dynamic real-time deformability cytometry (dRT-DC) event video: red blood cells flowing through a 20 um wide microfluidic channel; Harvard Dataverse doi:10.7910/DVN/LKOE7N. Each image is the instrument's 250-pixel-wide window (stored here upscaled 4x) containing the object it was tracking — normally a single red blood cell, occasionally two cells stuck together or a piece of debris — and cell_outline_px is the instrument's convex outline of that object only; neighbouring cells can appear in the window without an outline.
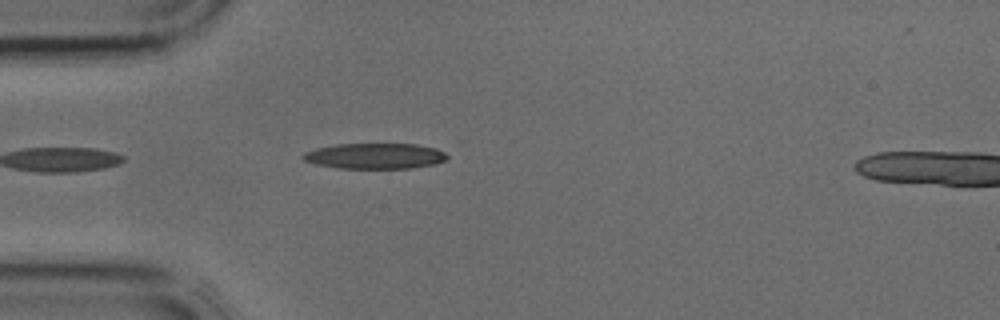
{"species": "common noctule bat (a hibernating species)", "species_latin": "Nyctalus noctula", "temperature_condition": "cold", "stored_images_in_passage": 3, "camera_frame_rate_fps": 3000, "um_per_image_px": 0.085, "animal": {"sex": "male", "body_mass_g": 17.9, "forearm_length_mm": 54.2}, "frame": {"image": 1, "passage_image": 3, "time_ms": 0.667, "image_size_px": [1000, 320], "cell_outline_px": [[448, 156], [444, 160], [432, 164], [412, 168], [336, 168], [316, 164], [304, 160], [300, 156], [304, 152], [316, 148], [336, 144], [416, 144], [436, 148], [444, 152]], "centroid_in_image_um": [31.83, 13.25], "position_along_channel_um": 53.2, "area_um2": 21.44}}